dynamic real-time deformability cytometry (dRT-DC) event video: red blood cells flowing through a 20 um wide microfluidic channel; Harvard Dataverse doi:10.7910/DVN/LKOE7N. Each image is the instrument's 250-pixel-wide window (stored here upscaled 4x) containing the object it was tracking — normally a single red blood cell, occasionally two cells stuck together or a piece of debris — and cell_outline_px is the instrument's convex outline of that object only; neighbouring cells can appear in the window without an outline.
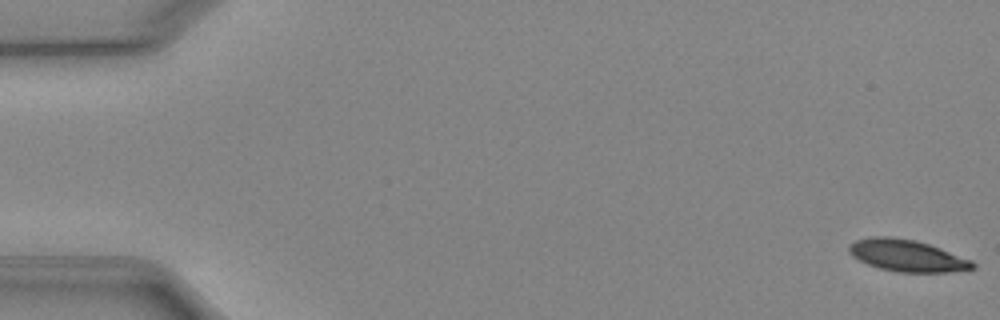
{"species": "Egyptian fruit bat (a non-hibernating species)", "species_latin": "Rousettus aegyptiacus", "temperature_condition": "cold", "stored_images_in_passage": 19, "camera_frame_rate_fps": 3000, "um_per_image_px": 0.085, "animal": {"sex": "female"}, "frame": {"image": 1, "passage_image": 1, "time_ms": 0.0, "image_size_px": [1000, 320], "cell_outline_px": [[976, 268], [948, 272], [896, 272], [880, 268], [868, 264], [852, 256], [848, 252], [848, 244], [856, 240], [872, 236], [888, 236], [916, 240], [940, 248], [972, 260], [976, 264]], "centroid_in_image_um": [77.08, 21.72], "position_along_channel_um": 7.9, "area_um2": 22.95}}
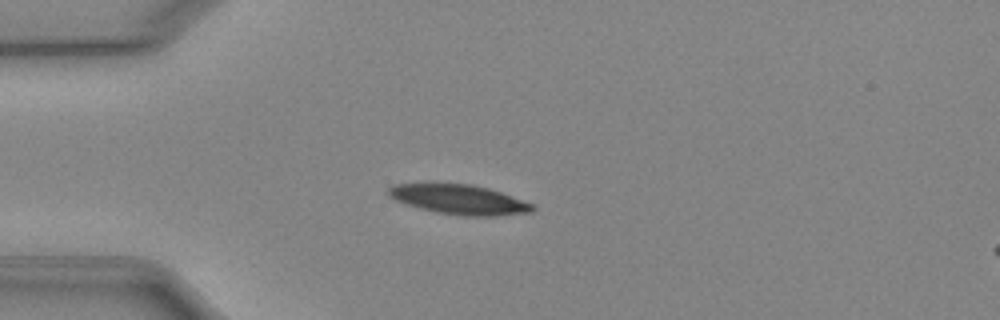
{"frame": {"image": 2, "passage_image": 14, "time_ms": 4.333, "image_size_px": [1000, 320], "cell_outline_px": [[536, 208], [532, 212], [496, 216], [464, 216], [436, 212], [420, 208], [396, 200], [388, 196], [388, 188], [396, 184], [472, 184], [488, 188], [536, 204]], "centroid_in_image_um": [39.1, 16.97], "position_along_channel_um": 45.9, "area_um2": 24.8}}